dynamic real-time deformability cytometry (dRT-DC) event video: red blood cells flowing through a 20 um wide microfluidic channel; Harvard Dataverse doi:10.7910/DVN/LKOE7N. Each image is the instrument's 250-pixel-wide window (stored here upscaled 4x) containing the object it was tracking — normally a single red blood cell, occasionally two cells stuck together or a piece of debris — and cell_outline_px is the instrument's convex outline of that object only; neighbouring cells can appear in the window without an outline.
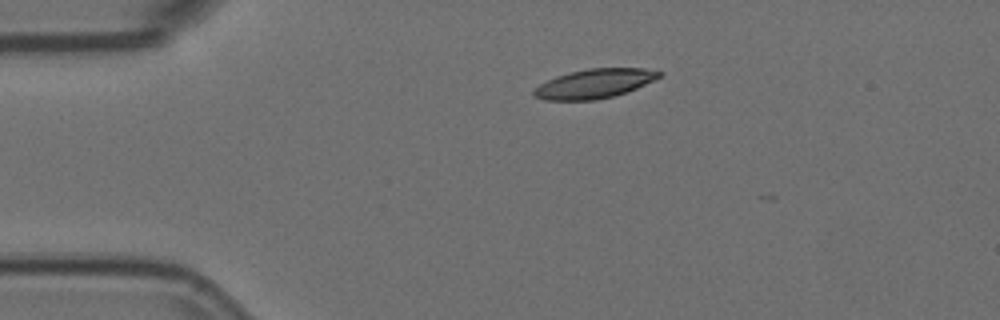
{"species": "Egyptian fruit bat (a non-hibernating species)", "species_latin": "Rousettus aegyptiacus", "temperature_condition": "room temperature", "stored_images_in_passage": 3, "camera_frame_rate_fps": 3000, "um_per_image_px": 0.085, "animal": {"sex": "female"}, "frame": {"image": 1, "passage_image": 1, "time_ms": 0.0, "image_size_px": [1000, 320], "cell_outline_px": [[664, 72], [660, 76], [628, 92], [596, 100], [544, 100], [532, 96], [532, 92], [540, 84], [556, 76], [588, 68], [644, 68]], "centroid_in_image_um": [50.51, 7.11], "position_along_channel_um": 34.5, "area_um2": 21.21}}
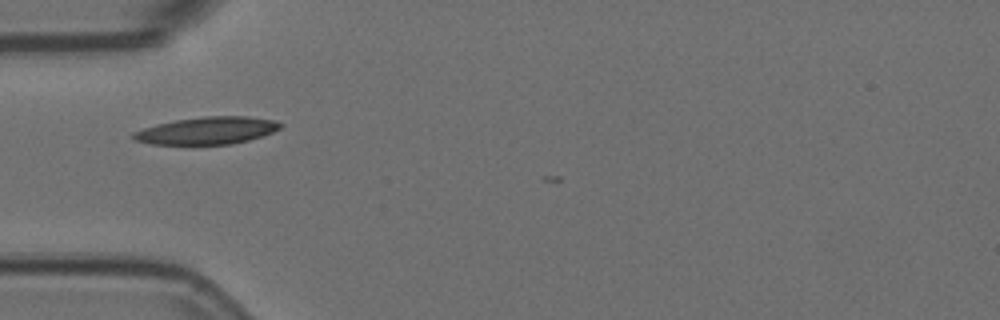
{"frame": {"image": 2, "passage_image": 2, "time_ms": 0.333, "image_size_px": [1000, 320], "cell_outline_px": [[284, 124], [280, 128], [272, 132], [248, 140], [232, 144], [152, 144], [136, 140], [132, 136], [132, 132], [156, 124], [176, 120], [204, 116], [248, 116], [272, 120]], "centroid_in_image_um": [17.6, 11.09], "position_along_channel_um": 67.4, "area_um2": 23.18}}